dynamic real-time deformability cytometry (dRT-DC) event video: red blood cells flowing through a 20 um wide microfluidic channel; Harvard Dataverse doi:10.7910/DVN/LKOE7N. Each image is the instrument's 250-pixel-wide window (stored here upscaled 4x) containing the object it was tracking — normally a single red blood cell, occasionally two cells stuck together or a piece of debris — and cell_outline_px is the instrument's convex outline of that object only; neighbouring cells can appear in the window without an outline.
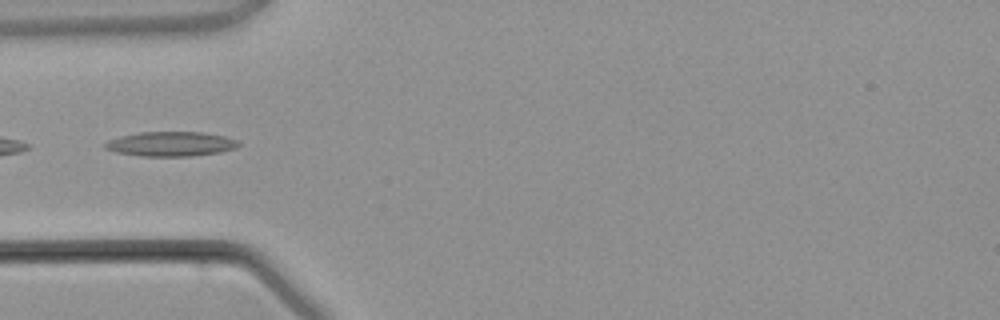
{"species": "common noctule bat (a hibernating species)", "species_latin": "Nyctalus noctula", "temperature_condition": "warm", "stored_images_in_passage": 2, "camera_frame_rate_fps": 3000, "um_per_image_px": 0.085, "animal": {"sex": "male", "body_mass_g": 21.5, "forearm_length_mm": 52.0}, "frame": {"image": 1, "passage_image": 2, "time_ms": 1.0, "image_size_px": [1000, 320], "cell_outline_px": [[240, 144], [236, 148], [220, 152], [192, 156], [140, 156], [116, 152], [104, 148], [104, 144], [108, 140], [120, 136], [140, 132], [204, 132], [224, 136], [236, 140]], "centroid_in_image_um": [14.51, 12.23], "position_along_channel_um": 70.5, "area_um2": 19.13}}